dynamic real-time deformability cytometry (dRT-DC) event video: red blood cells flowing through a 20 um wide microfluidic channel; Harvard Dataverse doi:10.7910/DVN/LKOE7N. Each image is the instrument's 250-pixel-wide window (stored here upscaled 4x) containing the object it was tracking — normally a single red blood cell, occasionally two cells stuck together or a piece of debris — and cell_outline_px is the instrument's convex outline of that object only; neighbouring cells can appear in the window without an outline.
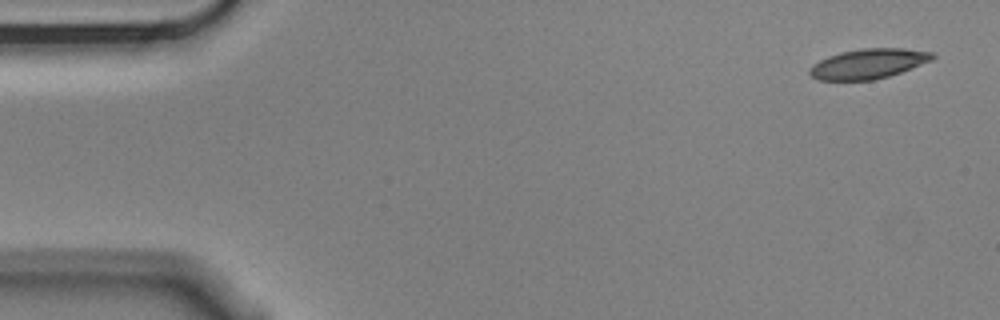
{"species": "Egyptian fruit bat (a non-hibernating species)", "species_latin": "Rousettus aegyptiacus", "temperature_condition": "cold", "stored_images_in_passage": 12, "camera_frame_rate_fps": 3000, "um_per_image_px": 0.085, "animal": {"sex": "male"}, "frame": {"image": 1, "passage_image": 1, "time_ms": 0.0, "image_size_px": [1000, 320], "cell_outline_px": [[936, 56], [932, 60], [900, 72], [888, 76], [872, 80], [820, 80], [812, 76], [808, 72], [808, 68], [812, 64], [828, 56], [840, 52], [864, 48], [904, 48], [932, 52]], "centroid_in_image_um": [73.79, 5.41], "position_along_channel_um": 11.2, "area_um2": 21.33}}
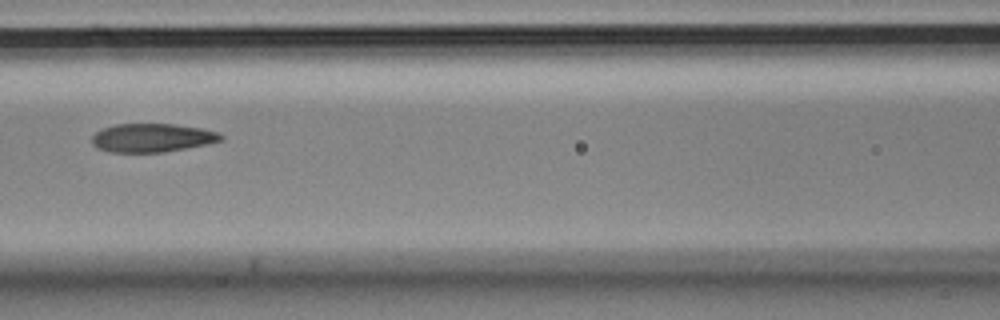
{"frame": {"image": 2, "passage_image": 6, "time_ms": 1.667, "image_size_px": [1000, 320], "cell_outline_px": [[224, 140], [208, 144], [164, 152], [108, 152], [96, 148], [92, 144], [92, 136], [96, 132], [104, 128], [116, 124], [176, 124], [200, 128], [216, 132], [224, 136]], "centroid_in_image_um": [12.93, 11.72], "position_along_channel_um": 153.7, "area_um2": 21.5}}
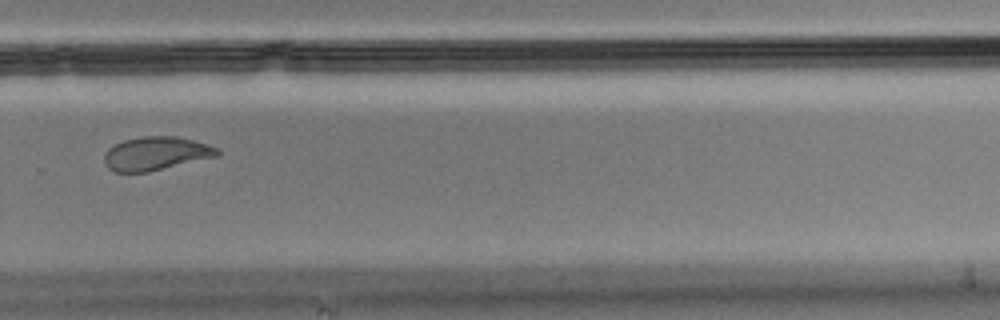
{"frame": {"image": 3, "passage_image": 10, "time_ms": 3.0, "image_size_px": [1000, 320], "cell_outline_px": [[220, 156], [148, 172], [116, 172], [108, 168], [104, 164], [104, 156], [108, 148], [124, 140], [144, 136], [176, 136], [192, 140], [220, 148]], "centroid_in_image_um": [13.28, 13.05], "position_along_channel_um": 316.5, "area_um2": 22.2}}